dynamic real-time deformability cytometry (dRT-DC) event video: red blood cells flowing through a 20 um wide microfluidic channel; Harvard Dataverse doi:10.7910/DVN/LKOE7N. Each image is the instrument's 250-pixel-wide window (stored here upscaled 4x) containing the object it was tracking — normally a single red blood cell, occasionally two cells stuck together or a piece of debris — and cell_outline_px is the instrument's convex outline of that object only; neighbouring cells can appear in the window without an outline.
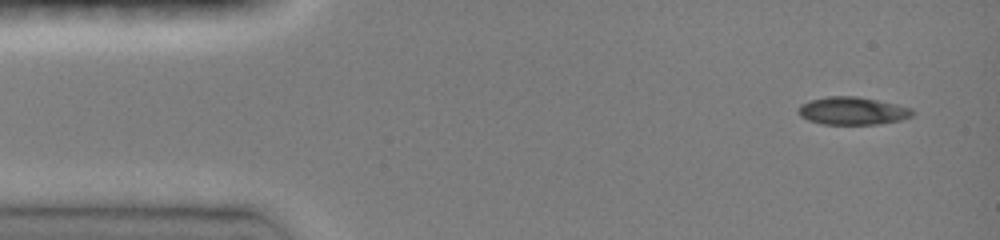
{"species": "common noctule bat (a hibernating species)", "species_latin": "Nyctalus noctula", "temperature_condition": "room temperature", "stored_images_in_passage": 44, "camera_frame_rate_fps": 3000, "um_per_image_px": 0.085, "animal": {"sex": "female", "body_mass_g": 19.0, "forearm_length_mm": 51.5}, "frame": {"image": 1, "passage_image": 1, "time_ms": 0.0, "image_size_px": [1000, 240], "cell_outline_px": [[916, 112], [912, 116], [900, 120], [876, 124], [820, 124], [808, 120], [800, 116], [796, 112], [796, 108], [800, 104], [808, 100], [828, 96], [856, 96], [896, 104], [912, 108]], "centroid_in_image_um": [72.41, 9.42], "position_along_channel_um": 12.6, "area_um2": 18.67}}
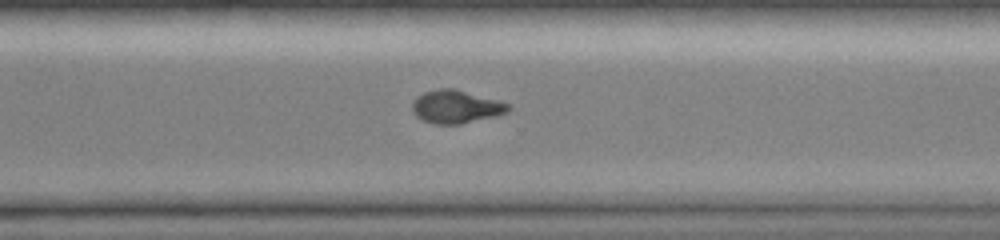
{"frame": {"image": 2, "passage_image": 31, "time_ms": 10.0, "image_size_px": [1000, 240], "cell_outline_px": [[512, 108], [508, 112], [460, 124], [432, 124], [416, 116], [412, 112], [412, 104], [416, 96], [424, 92], [440, 88], [452, 88], [496, 100], [508, 104]], "centroid_in_image_um": [38.71, 9.07], "position_along_channel_um": 331.9, "area_um2": 18.21}}
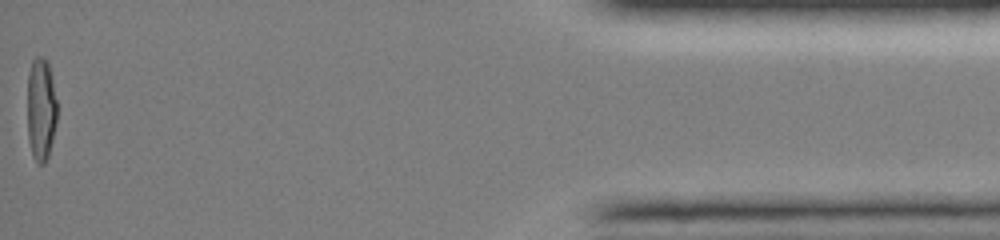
{"frame": {"image": 3, "passage_image": 44, "time_ms": 14.333, "image_size_px": [1000, 240], "cell_outline_px": [[56, 124], [48, 156], [44, 164], [36, 164], [32, 156], [28, 140], [28, 72], [32, 60], [36, 56], [44, 56], [48, 64], [52, 76], [56, 100]], "centroid_in_image_um": [3.48, 9.29], "position_along_channel_um": 431.7, "area_um2": 17.98}, "authors_computed_cell_mechanics": {"area_um2": 18.6694, "velocity_mm_per_s": 4.1576, "shape_relaxation_time_tau1_ms": 5.1218, "shape_relaxation_time_tau2_ms": 3.8815, "deformation_change_tau1": 0.2325, "deformation_change_tau2": 0.0673}}